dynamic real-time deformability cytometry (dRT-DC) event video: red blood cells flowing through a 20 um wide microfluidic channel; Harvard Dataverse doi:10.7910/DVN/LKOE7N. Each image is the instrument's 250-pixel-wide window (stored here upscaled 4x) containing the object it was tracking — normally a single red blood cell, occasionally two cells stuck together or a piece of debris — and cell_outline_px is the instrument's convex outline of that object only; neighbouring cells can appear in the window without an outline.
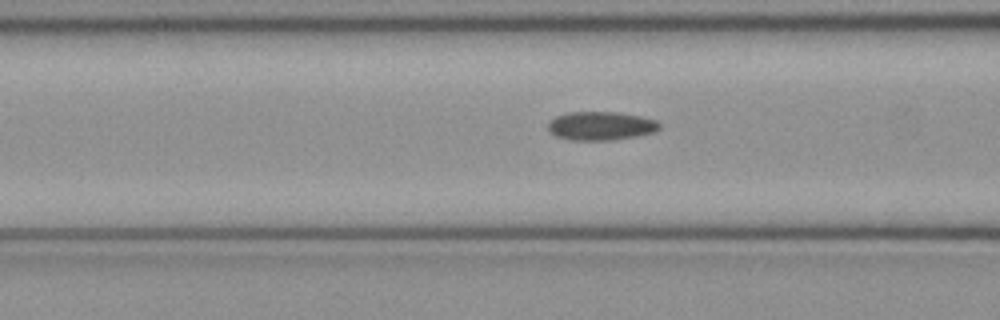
{"species": "common noctule bat (a hibernating species)", "species_latin": "Nyctalus noctula", "temperature_condition": "cold", "stored_images_in_passage": 50, "camera_frame_rate_fps": 3000, "um_per_image_px": 0.085, "animal": {"sex": "female", "body_mass_g": 21.9}, "frame": {"image": 1, "passage_image": 19, "time_ms": 6.0, "image_size_px": [1000, 320], "cell_outline_px": [[660, 128], [656, 132], [636, 136], [612, 140], [568, 140], [556, 136], [548, 132], [548, 124], [556, 116], [568, 112], [616, 112], [640, 116], [656, 120], [660, 124]], "centroid_in_image_um": [51.07, 10.7], "position_along_channel_um": 115.5, "area_um2": 18.67}}
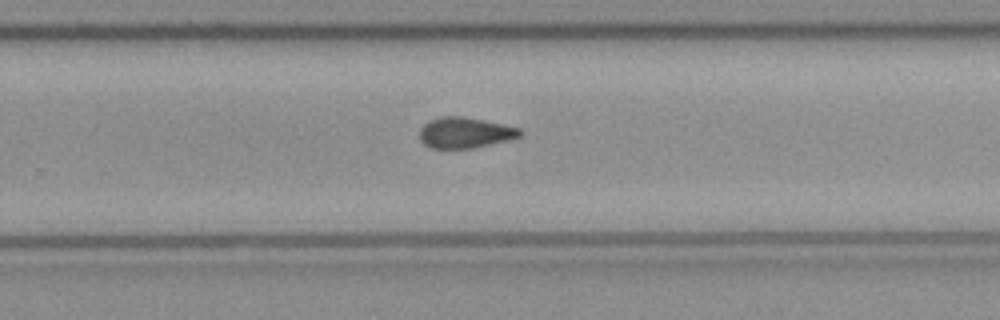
{"frame": {"image": 2, "passage_image": 32, "time_ms": 10.333, "image_size_px": [1000, 320], "cell_outline_px": [[524, 132], [520, 136], [508, 140], [472, 148], [432, 148], [424, 144], [420, 140], [420, 128], [424, 124], [432, 120], [444, 116], [464, 116], [484, 120], [520, 128]], "centroid_in_image_um": [39.54, 11.27], "position_along_channel_um": 290.3, "area_um2": 17.86}}
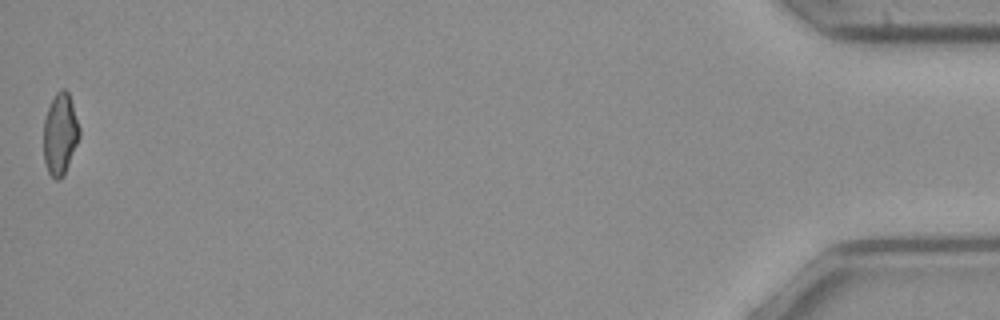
{"frame": {"image": 3, "passage_image": 50, "time_ms": 16.333, "image_size_px": [1000, 320], "cell_outline_px": [[80, 136], [64, 176], [60, 180], [56, 180], [48, 172], [44, 160], [44, 120], [48, 108], [56, 92], [60, 88], [64, 88], [68, 92], [80, 128]], "centroid_in_image_um": [5.11, 11.41], "position_along_channel_um": 430.1, "area_um2": 16.99}, "authors_computed_cell_mechanics": {"area_um2": 17.9758, "velocity_mm_per_s": 4.0214, "shape_relaxation_time_tau1_ms": null, "shape_relaxation_time_tau2_ms": 2.9734, "deformation_change_tau1": null, "deformation_change_tau2": 0.0918}}